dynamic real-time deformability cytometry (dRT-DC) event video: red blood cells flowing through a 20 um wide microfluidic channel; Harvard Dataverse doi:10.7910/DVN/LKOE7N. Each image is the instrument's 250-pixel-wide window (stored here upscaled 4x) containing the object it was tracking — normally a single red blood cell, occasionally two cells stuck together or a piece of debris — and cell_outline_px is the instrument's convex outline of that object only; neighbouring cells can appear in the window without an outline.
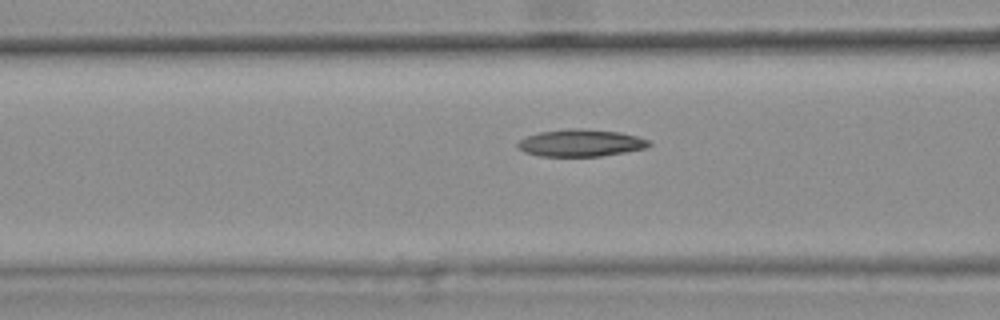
{"species": "common noctule bat (a hibernating species)", "species_latin": "Nyctalus noctula", "temperature_condition": "warm", "stored_images_in_passage": 39, "camera_frame_rate_fps": 3000, "um_per_image_px": 0.085, "animal": {"sex": "female", "body_mass_g": 25.1}, "frame": {"image": 1, "passage_image": 17, "time_ms": 5.333, "image_size_px": [1000, 320], "cell_outline_px": [[652, 144], [644, 148], [624, 152], [600, 156], [540, 156], [524, 152], [516, 144], [520, 140], [528, 136], [540, 132], [568, 128], [580, 128], [620, 132], [652, 140]], "centroid_in_image_um": [49.38, 12.14], "position_along_channel_um": 117.2, "area_um2": 20.69}}
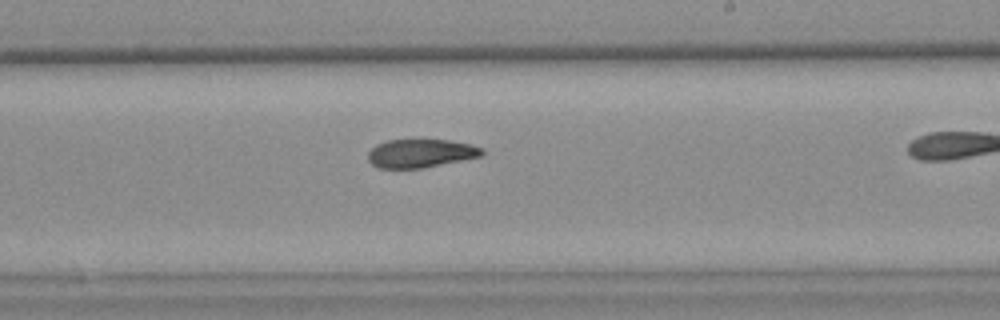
{"frame": {"image": 2, "passage_image": 28, "time_ms": 9.0, "image_size_px": [1000, 320], "cell_outline_px": [[484, 152], [480, 156], [424, 168], [380, 168], [372, 164], [368, 160], [368, 152], [376, 144], [388, 140], [448, 140], [472, 144], [484, 148]], "centroid_in_image_um": [35.76, 13.03], "position_along_channel_um": 253.2, "area_um2": 18.84}}